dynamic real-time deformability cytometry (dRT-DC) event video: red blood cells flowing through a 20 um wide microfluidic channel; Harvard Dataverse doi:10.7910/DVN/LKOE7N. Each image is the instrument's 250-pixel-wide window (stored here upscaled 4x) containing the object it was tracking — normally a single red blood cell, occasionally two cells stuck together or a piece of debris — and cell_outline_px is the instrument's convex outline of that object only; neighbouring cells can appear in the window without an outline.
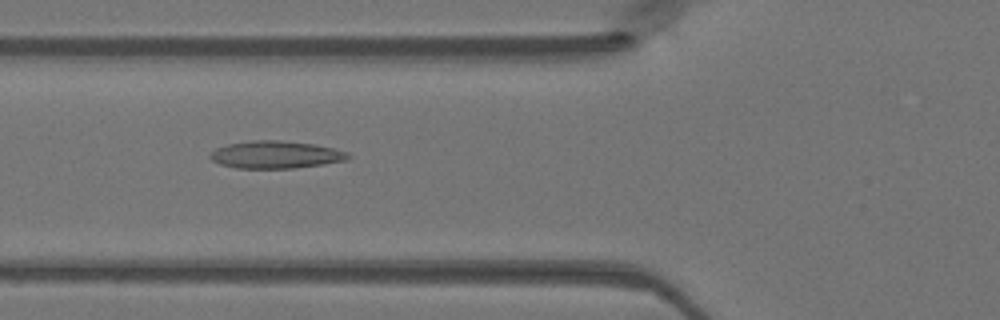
{"species": "Egyptian fruit bat (a non-hibernating species)", "species_latin": "Rousettus aegyptiacus", "temperature_condition": "warm", "stored_images_in_passage": 47, "camera_frame_rate_fps": 3000, "um_per_image_px": 0.085, "animal": {"sex": "female"}, "frame": {"image": 1, "passage_image": 17, "time_ms": 5.333, "image_size_px": [1000, 320], "cell_outline_px": [[352, 156], [348, 160], [324, 164], [296, 168], [236, 168], [220, 164], [212, 160], [208, 156], [216, 148], [228, 144], [252, 140], [276, 140], [312, 144], [332, 148], [348, 152]], "centroid_in_image_um": [23.45, 13.15], "position_along_channel_um": 102.4, "area_um2": 22.02}}
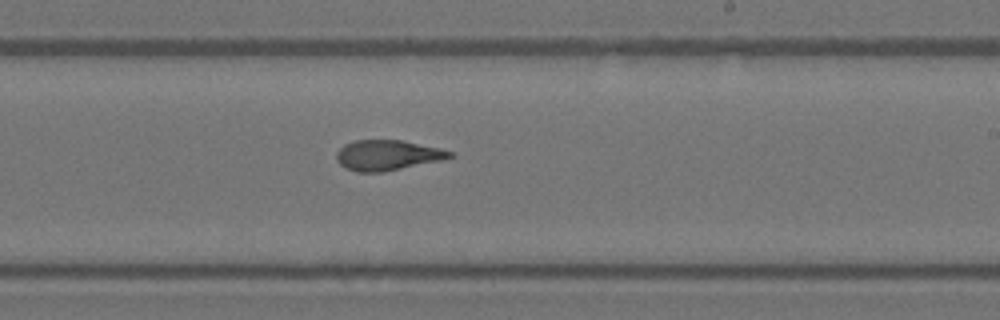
{"frame": {"image": 2, "passage_image": 28, "time_ms": 9.0, "image_size_px": [1000, 320], "cell_outline_px": [[456, 156], [444, 160], [384, 172], [356, 172], [344, 168], [336, 160], [336, 152], [344, 144], [356, 140], [404, 140], [440, 148], [452, 152]], "centroid_in_image_um": [32.95, 13.2], "position_along_channel_um": 256.1, "area_um2": 20.35}}
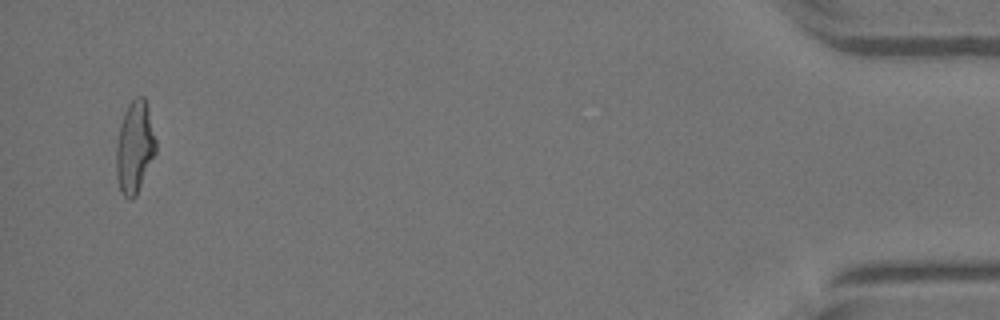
{"frame": {"image": 3, "passage_image": 46, "time_ms": 15.0, "image_size_px": [1000, 320], "cell_outline_px": [[156, 152], [136, 196], [132, 200], [128, 200], [120, 192], [116, 176], [116, 148], [120, 124], [124, 112], [128, 104], [136, 96], [144, 96], [156, 140]], "centroid_in_image_um": [11.43, 12.55], "position_along_channel_um": 423.8, "area_um2": 21.27}}